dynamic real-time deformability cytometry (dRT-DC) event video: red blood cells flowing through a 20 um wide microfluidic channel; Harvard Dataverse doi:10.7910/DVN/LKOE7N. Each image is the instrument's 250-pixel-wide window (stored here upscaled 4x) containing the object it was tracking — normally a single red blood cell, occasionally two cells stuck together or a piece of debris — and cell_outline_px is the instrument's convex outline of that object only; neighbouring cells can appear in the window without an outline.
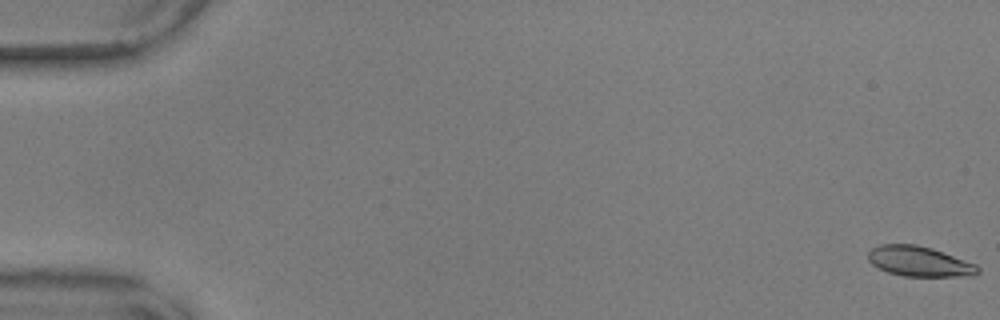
{"species": "common noctule bat (a hibernating species)", "species_latin": "Nyctalus noctula", "temperature_condition": "warm", "stored_images_in_passage": 58, "camera_frame_rate_fps": 3000, "um_per_image_px": 0.085, "animal": {"sex": "male", "body_mass_g": 17.9, "forearm_length_mm": 54.2}, "frame": {"image": 1, "passage_image": 1, "time_ms": 0.0, "image_size_px": [1000, 320], "cell_outline_px": [[980, 272], [972, 276], [904, 276], [888, 272], [872, 264], [868, 260], [868, 252], [872, 248], [880, 244], [916, 244], [932, 248], [976, 264], [980, 268]], "centroid_in_image_um": [78.15, 22.21], "position_along_channel_um": 6.8, "area_um2": 19.25}}
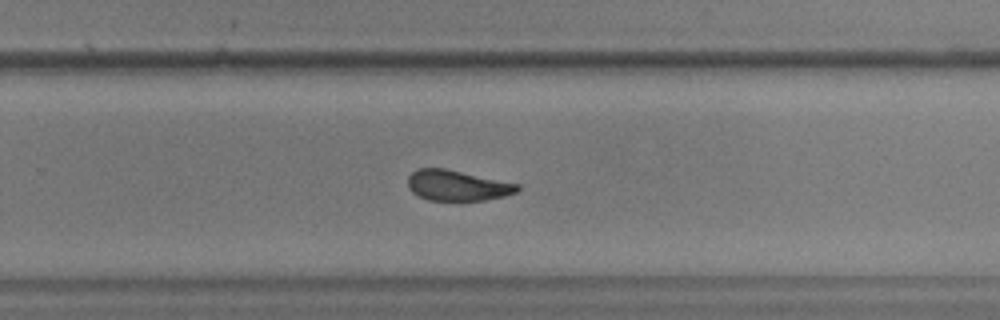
{"frame": {"image": 2, "passage_image": 38, "time_ms": 12.333, "image_size_px": [1000, 320], "cell_outline_px": [[520, 188], [516, 192], [504, 196], [484, 200], [428, 200], [412, 192], [408, 188], [408, 176], [416, 168], [444, 168], [520, 184]], "centroid_in_image_um": [38.85, 15.76], "position_along_channel_um": 290.9, "area_um2": 19.42}}
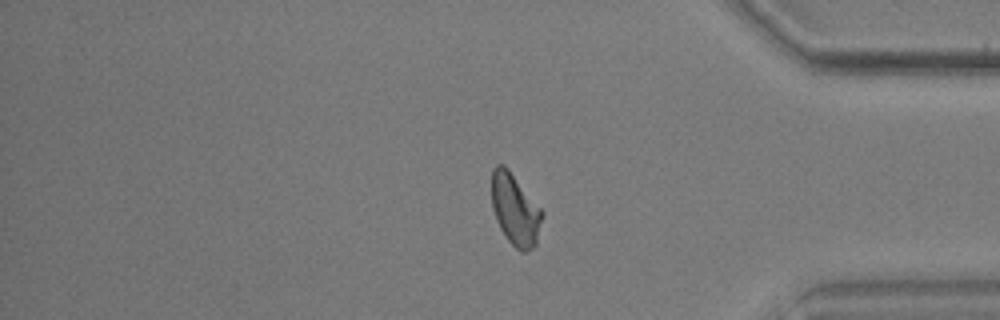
{"frame": {"image": 3, "passage_image": 48, "time_ms": 15.667, "image_size_px": [1000, 320], "cell_outline_px": [[544, 216], [536, 244], [532, 248], [524, 252], [520, 252], [508, 240], [500, 228], [496, 220], [492, 208], [492, 168], [496, 164], [504, 164], [508, 168], [544, 212]], "centroid_in_image_um": [43.79, 17.81], "position_along_channel_um": 391.4, "area_um2": 21.15}, "authors_computed_cell_mechanics": {"area_um2": 20.4612, "velocity_mm_per_s": 3.5859, "shape_relaxation_time_tau1_ms": 11.2785, "shape_relaxation_time_tau2_ms": 2.1162, "deformation_change_tau1": 0.2272, "deformation_change_tau2": 0.0896}}